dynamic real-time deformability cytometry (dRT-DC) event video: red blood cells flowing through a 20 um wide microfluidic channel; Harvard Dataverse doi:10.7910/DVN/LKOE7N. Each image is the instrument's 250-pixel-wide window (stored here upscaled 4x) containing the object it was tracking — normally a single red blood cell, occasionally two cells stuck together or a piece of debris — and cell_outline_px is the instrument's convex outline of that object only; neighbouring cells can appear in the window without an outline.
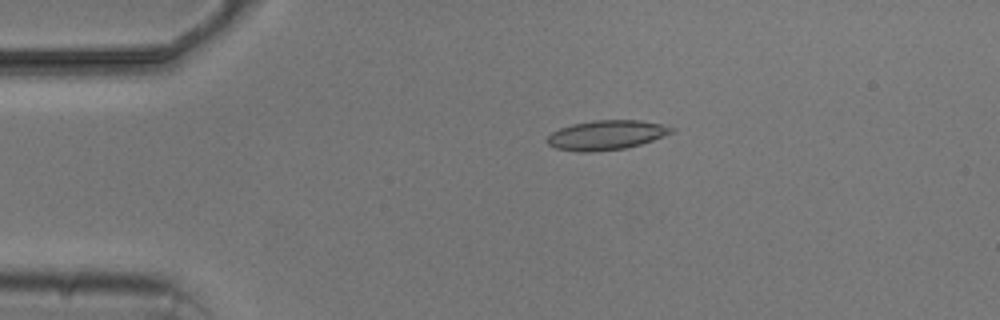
{"species": "common noctule bat (a hibernating species)", "species_latin": "Nyctalus noctula", "temperature_condition": "cold", "stored_images_in_passage": 6, "camera_frame_rate_fps": 3000, "um_per_image_px": 0.085, "animal": {"sex": "male", "body_mass_g": 20.5, "forearm_length_mm": 52.5}, "frame": {"image": 1, "passage_image": 2, "time_ms": 1.0, "image_size_px": [1000, 320], "cell_outline_px": [[676, 132], [640, 144], [624, 148], [592, 152], [580, 152], [556, 148], [548, 144], [544, 140], [552, 132], [560, 128], [572, 124], [596, 120], [640, 120], [660, 124], [676, 128]], "centroid_in_image_um": [51.54, 11.48], "position_along_channel_um": 33.5, "area_um2": 21.39}}